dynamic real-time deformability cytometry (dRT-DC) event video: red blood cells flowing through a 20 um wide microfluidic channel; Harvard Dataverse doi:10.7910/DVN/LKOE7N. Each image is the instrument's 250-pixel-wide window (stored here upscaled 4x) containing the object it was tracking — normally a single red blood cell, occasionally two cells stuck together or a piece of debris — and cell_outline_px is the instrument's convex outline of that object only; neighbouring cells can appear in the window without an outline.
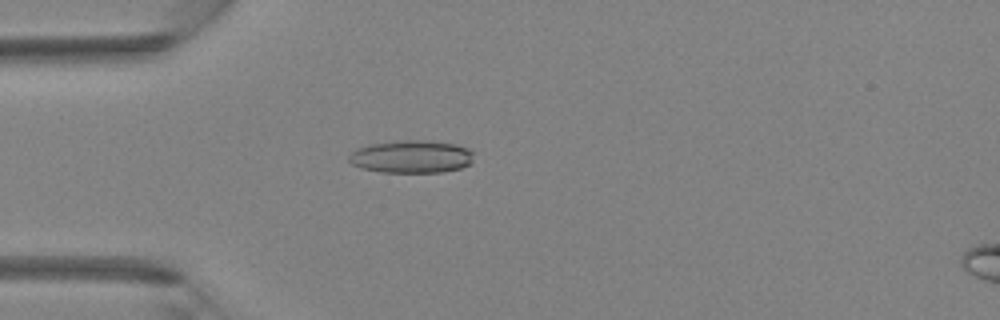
{"species": "Egyptian fruit bat (a non-hibernating species)", "species_latin": "Rousettus aegyptiacus", "temperature_condition": "room temperature", "stored_images_in_passage": 45, "camera_frame_rate_fps": 3000, "um_per_image_px": 0.085, "animal": {"sex": "female"}, "frame": {"image": 1, "passage_image": 13, "time_ms": 4.0, "image_size_px": [1000, 320], "cell_outline_px": [[472, 160], [468, 164], [460, 168], [444, 172], [380, 172], [360, 168], [352, 164], [348, 160], [348, 156], [356, 148], [368, 144], [396, 140], [432, 140], [456, 144], [468, 148], [472, 152]], "centroid_in_image_um": [34.93, 13.3], "position_along_channel_um": 50.1, "area_um2": 24.1}}
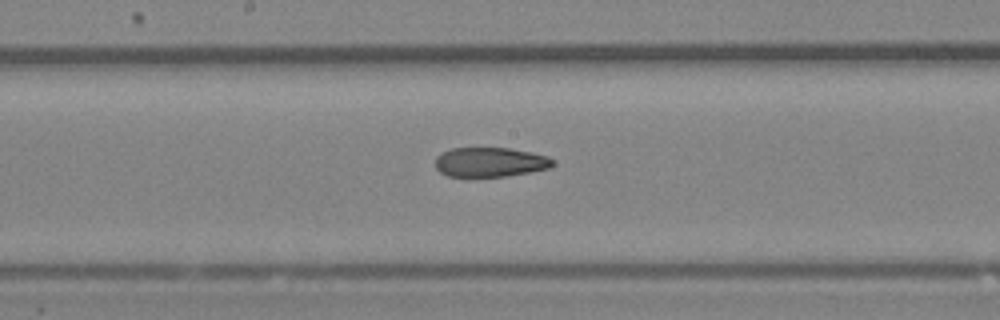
{"frame": {"image": 2, "passage_image": 24, "time_ms": 7.667, "image_size_px": [1000, 320], "cell_outline_px": [[556, 164], [548, 168], [508, 176], [448, 176], [440, 172], [436, 168], [436, 156], [440, 152], [452, 148], [508, 148], [532, 152], [548, 156]], "centroid_in_image_um": [41.65, 13.77], "position_along_channel_um": 206.6, "area_um2": 20.17}}
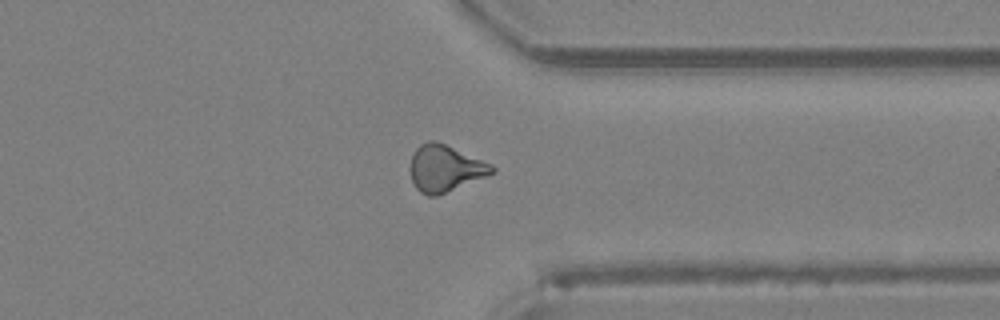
{"frame": {"image": 3, "passage_image": 35, "time_ms": 11.333, "image_size_px": [1000, 320], "cell_outline_px": [[496, 172], [436, 196], [428, 196], [420, 192], [416, 188], [412, 180], [412, 152], [420, 144], [428, 140], [436, 140], [492, 164], [496, 168]], "centroid_in_image_um": [37.84, 14.29], "position_along_channel_um": 373.6, "area_um2": 21.96}}